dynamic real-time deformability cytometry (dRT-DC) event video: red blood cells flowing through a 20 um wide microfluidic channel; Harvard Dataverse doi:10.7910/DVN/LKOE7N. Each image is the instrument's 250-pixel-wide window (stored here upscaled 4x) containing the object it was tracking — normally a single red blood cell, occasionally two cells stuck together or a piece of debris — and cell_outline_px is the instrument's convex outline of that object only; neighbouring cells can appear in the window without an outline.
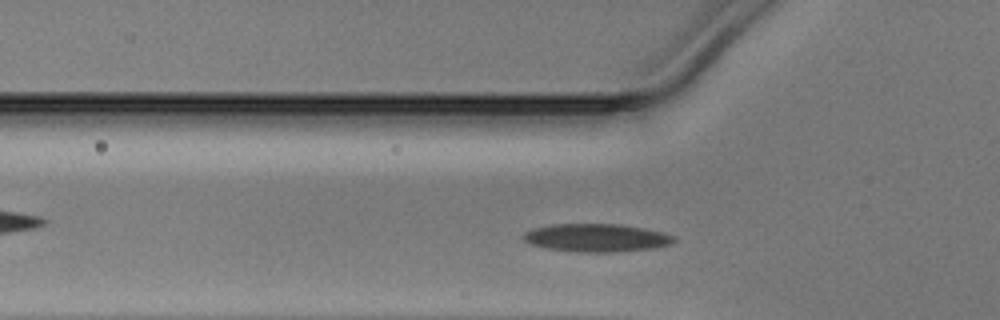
{"species": "Egyptian fruit bat (a non-hibernating species)", "species_latin": "Rousettus aegyptiacus", "temperature_condition": "warm", "stored_images_in_passage": 30, "camera_frame_rate_fps": 3000, "um_per_image_px": 0.085, "animal": {"sex": "male"}, "frame": {"image": 1, "passage_image": 6, "time_ms": 1.667, "image_size_px": [1000, 320], "cell_outline_px": [[676, 240], [672, 244], [656, 248], [608, 252], [580, 252], [544, 248], [532, 244], [524, 240], [524, 232], [532, 228], [552, 224], [620, 224], [644, 228], [664, 232], [676, 236]], "centroid_in_image_um": [50.74, 20.2], "position_along_channel_um": 75.1, "area_um2": 24.74}}
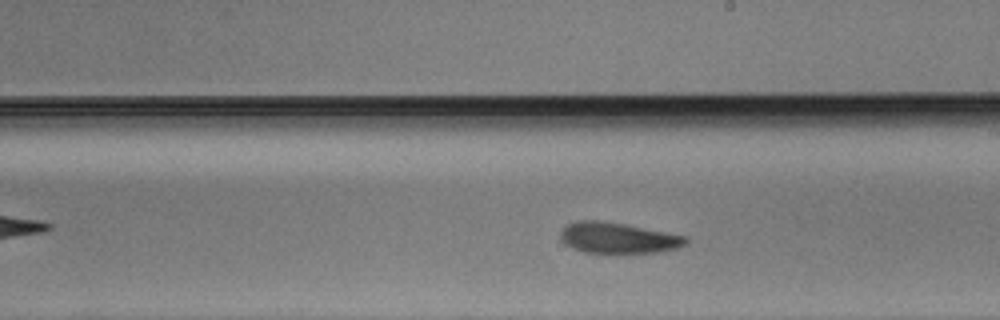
{"frame": {"image": 2, "passage_image": 18, "time_ms": 5.667, "image_size_px": [1000, 320], "cell_outline_px": [[688, 244], [676, 248], [660, 252], [584, 252], [572, 248], [560, 236], [560, 232], [568, 224], [576, 220], [596, 220], [624, 224], [684, 236], [688, 240]], "centroid_in_image_um": [52.53, 20.22], "position_along_channel_um": 236.5, "area_um2": 21.96}}
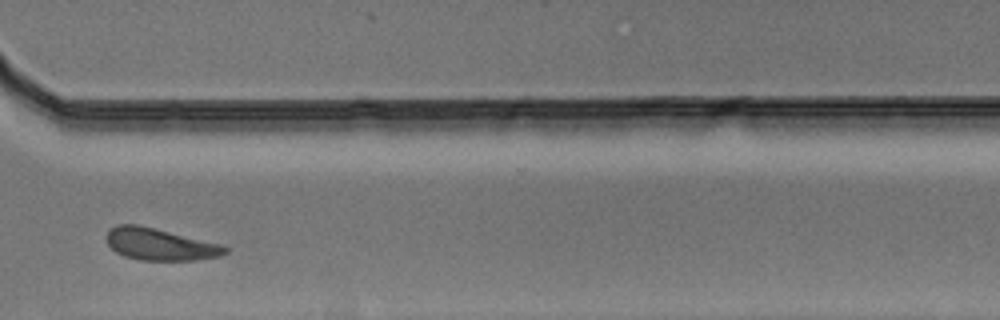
{"frame": {"image": 3, "passage_image": 27, "time_ms": 8.667, "image_size_px": [1000, 320], "cell_outline_px": [[228, 252], [220, 256], [196, 260], [140, 260], [124, 256], [116, 252], [108, 244], [104, 236], [116, 224], [140, 224], [220, 244], [228, 248]], "centroid_in_image_um": [13.57, 20.76], "position_along_channel_um": 357.0, "area_um2": 22.14}}